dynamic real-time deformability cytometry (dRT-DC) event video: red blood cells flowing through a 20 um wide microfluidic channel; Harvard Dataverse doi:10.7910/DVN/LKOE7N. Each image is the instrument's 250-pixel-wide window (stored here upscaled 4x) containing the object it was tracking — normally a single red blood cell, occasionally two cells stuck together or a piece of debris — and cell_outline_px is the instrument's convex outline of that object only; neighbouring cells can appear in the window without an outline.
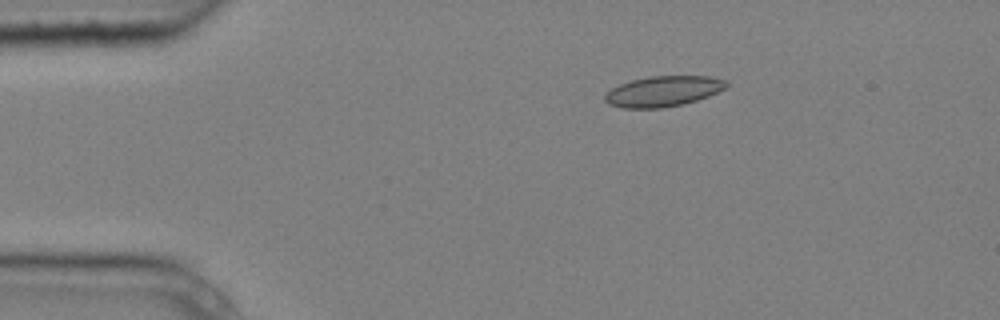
{"species": "common noctule bat (a hibernating species)", "species_latin": "Nyctalus noctula", "temperature_condition": "cold", "stored_images_in_passage": 6, "camera_frame_rate_fps": 3000, "um_per_image_px": 0.085, "animal": {"sex": "male", "body_mass_g": 20.4}, "frame": {"image": 1, "passage_image": 3, "time_ms": 0.667, "image_size_px": [1000, 320], "cell_outline_px": [[728, 84], [724, 88], [708, 96], [684, 104], [660, 108], [624, 108], [608, 104], [604, 100], [604, 96], [612, 88], [620, 84], [632, 80], [648, 76], [708, 76], [728, 80]], "centroid_in_image_um": [56.36, 7.75], "position_along_channel_um": 28.6, "area_um2": 21.5}}
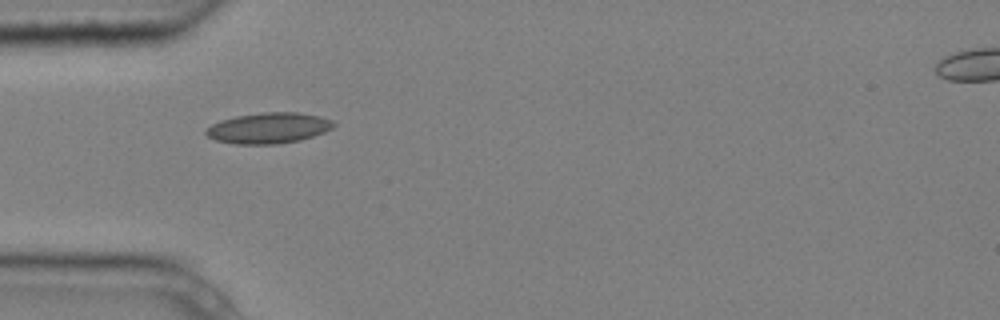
{"frame": {"image": 2, "passage_image": 5, "time_ms": 1.333, "image_size_px": [1000, 320], "cell_outline_px": [[336, 124], [332, 128], [324, 132], [300, 140], [280, 144], [236, 144], [216, 140], [208, 136], [204, 132], [212, 124], [220, 120], [236, 116], [264, 112], [300, 112], [320, 116], [332, 120]], "centroid_in_image_um": [22.85, 10.88], "position_along_channel_um": 62.2, "area_um2": 22.89}}
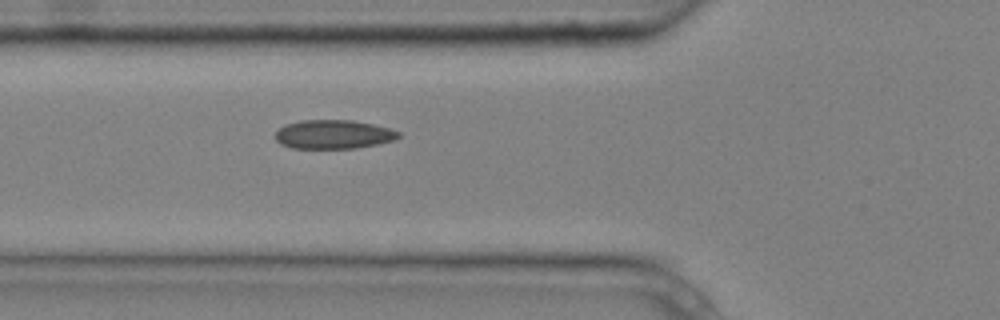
{"frame": {"image": 3, "passage_image": 6, "time_ms": 1.667, "image_size_px": [1000, 320], "cell_outline_px": [[400, 136], [396, 140], [356, 148], [292, 148], [280, 144], [276, 140], [276, 132], [284, 124], [300, 120], [352, 120], [372, 124], [388, 128], [400, 132]], "centroid_in_image_um": [28.33, 11.42], "position_along_channel_um": 97.5, "area_um2": 20.75}}